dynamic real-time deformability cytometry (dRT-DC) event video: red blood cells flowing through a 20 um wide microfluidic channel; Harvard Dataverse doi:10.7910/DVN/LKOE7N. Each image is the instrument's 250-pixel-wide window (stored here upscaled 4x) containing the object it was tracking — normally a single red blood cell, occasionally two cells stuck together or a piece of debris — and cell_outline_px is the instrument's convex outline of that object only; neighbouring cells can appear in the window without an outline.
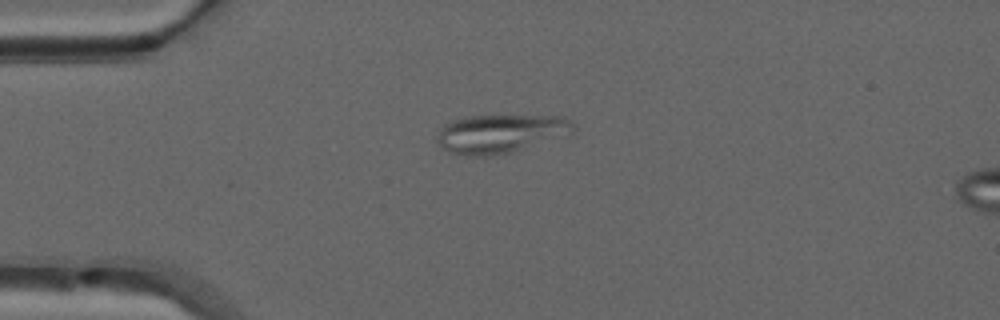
{"species": "common noctule bat (a hibernating species)", "species_latin": "Nyctalus noctula", "temperature_condition": "warm", "stored_images_in_passage": 13, "camera_frame_rate_fps": 3000, "um_per_image_px": 0.085, "animal": {"sex": "male", "forearm_length_mm": 52.5}, "frame": {"image": 1, "passage_image": 1, "time_ms": 0.0, "image_size_px": [1000, 320], "cell_outline_px": [[576, 128], [568, 136], [512, 152], [492, 156], [472, 156], [452, 152], [444, 148], [436, 140], [440, 128], [444, 124], [452, 120], [464, 116], [564, 116], [572, 120]], "centroid_in_image_um": [42.61, 11.35], "position_along_channel_um": 42.4, "area_um2": 30.92}}